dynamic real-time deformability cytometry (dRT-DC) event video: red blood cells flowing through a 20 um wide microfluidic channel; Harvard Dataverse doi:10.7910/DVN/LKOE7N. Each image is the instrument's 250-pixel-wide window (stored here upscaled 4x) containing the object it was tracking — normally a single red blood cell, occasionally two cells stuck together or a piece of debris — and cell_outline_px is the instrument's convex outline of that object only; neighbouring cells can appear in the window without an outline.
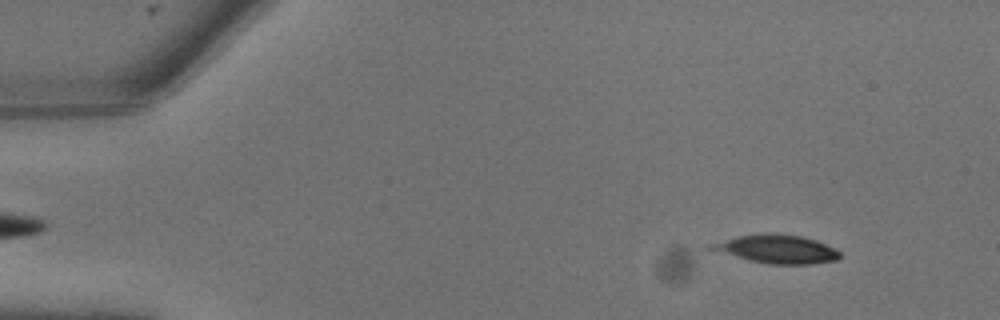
{"species": "common noctule bat (a hibernating species)", "species_latin": "Nyctalus noctula", "temperature_condition": "warm", "stored_images_in_passage": 11, "camera_frame_rate_fps": 3000, "um_per_image_px": 0.085, "animal": {"sex": "male", "body_mass_g": 13.3}, "frame": {"image": 1, "passage_image": 2, "time_ms": 0.333, "image_size_px": [1000, 320], "cell_outline_px": [[840, 256], [836, 260], [812, 264], [768, 264], [748, 260], [704, 248], [704, 244], [740, 236], [764, 232], [772, 232], [800, 236], [816, 240], [840, 252]], "centroid_in_image_um": [65.94, 21.16], "position_along_channel_um": 19.1, "area_um2": 21.5}}
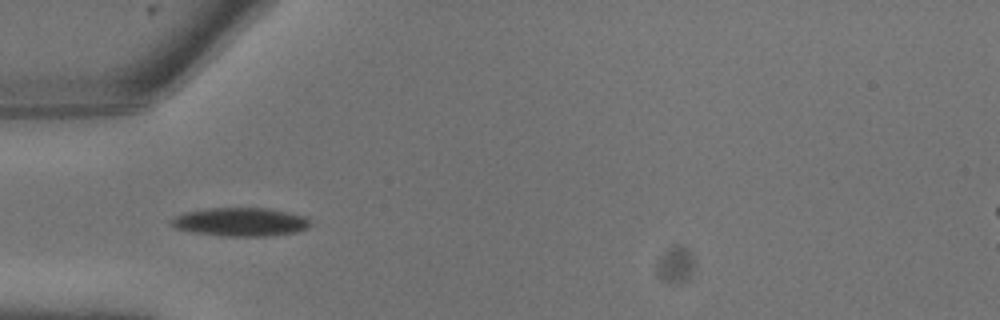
{"frame": {"image": 2, "passage_image": 7, "time_ms": 2.0, "image_size_px": [1000, 320], "cell_outline_px": [[312, 224], [308, 228], [296, 232], [268, 236], [224, 236], [192, 232], [176, 228], [172, 224], [172, 220], [176, 216], [184, 212], [204, 208], [268, 208], [288, 212], [304, 216]], "centroid_in_image_um": [20.46, 18.86], "position_along_channel_um": 64.5, "area_um2": 23.06}}